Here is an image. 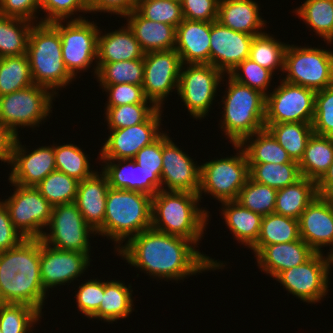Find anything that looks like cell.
Returning a JSON list of instances; mask_svg holds the SVG:
<instances>
[{
    "instance_id": "e0dca14e",
    "label": "cell",
    "mask_w": 333,
    "mask_h": 333,
    "mask_svg": "<svg viewBox=\"0 0 333 333\" xmlns=\"http://www.w3.org/2000/svg\"><path fill=\"white\" fill-rule=\"evenodd\" d=\"M162 108H158L145 122L122 129L110 130L101 147L100 159H133L143 147L151 145L162 134Z\"/></svg>"
},
{
    "instance_id": "d4e9b609",
    "label": "cell",
    "mask_w": 333,
    "mask_h": 333,
    "mask_svg": "<svg viewBox=\"0 0 333 333\" xmlns=\"http://www.w3.org/2000/svg\"><path fill=\"white\" fill-rule=\"evenodd\" d=\"M109 188L107 176L102 171H96L91 177L79 181L74 203L77 205L85 222L96 233L103 227Z\"/></svg>"
},
{
    "instance_id": "7402d4cb",
    "label": "cell",
    "mask_w": 333,
    "mask_h": 333,
    "mask_svg": "<svg viewBox=\"0 0 333 333\" xmlns=\"http://www.w3.org/2000/svg\"><path fill=\"white\" fill-rule=\"evenodd\" d=\"M100 160L105 163L102 172L111 188L137 191L152 197L161 190V172H146L133 159Z\"/></svg>"
},
{
    "instance_id": "03108f58",
    "label": "cell",
    "mask_w": 333,
    "mask_h": 333,
    "mask_svg": "<svg viewBox=\"0 0 333 333\" xmlns=\"http://www.w3.org/2000/svg\"><path fill=\"white\" fill-rule=\"evenodd\" d=\"M327 44H333V33L332 35L329 37V39L326 41Z\"/></svg>"
},
{
    "instance_id": "f6af8a7d",
    "label": "cell",
    "mask_w": 333,
    "mask_h": 333,
    "mask_svg": "<svg viewBox=\"0 0 333 333\" xmlns=\"http://www.w3.org/2000/svg\"><path fill=\"white\" fill-rule=\"evenodd\" d=\"M56 170L82 181L91 177L96 171L90 170V162L79 146L74 144H54Z\"/></svg>"
},
{
    "instance_id": "ba28073f",
    "label": "cell",
    "mask_w": 333,
    "mask_h": 333,
    "mask_svg": "<svg viewBox=\"0 0 333 333\" xmlns=\"http://www.w3.org/2000/svg\"><path fill=\"white\" fill-rule=\"evenodd\" d=\"M282 79L287 83L319 91L333 85V51L288 44Z\"/></svg>"
},
{
    "instance_id": "f5cc1de1",
    "label": "cell",
    "mask_w": 333,
    "mask_h": 333,
    "mask_svg": "<svg viewBox=\"0 0 333 333\" xmlns=\"http://www.w3.org/2000/svg\"><path fill=\"white\" fill-rule=\"evenodd\" d=\"M44 10L47 16L41 19V23H51L58 20L71 18L77 12H89L83 0H41L40 10Z\"/></svg>"
},
{
    "instance_id": "1f68e13d",
    "label": "cell",
    "mask_w": 333,
    "mask_h": 333,
    "mask_svg": "<svg viewBox=\"0 0 333 333\" xmlns=\"http://www.w3.org/2000/svg\"><path fill=\"white\" fill-rule=\"evenodd\" d=\"M317 195L316 182L302 176L295 183L277 191L274 212L299 220Z\"/></svg>"
},
{
    "instance_id": "f546056e",
    "label": "cell",
    "mask_w": 333,
    "mask_h": 333,
    "mask_svg": "<svg viewBox=\"0 0 333 333\" xmlns=\"http://www.w3.org/2000/svg\"><path fill=\"white\" fill-rule=\"evenodd\" d=\"M220 203L221 210L223 209L222 219H225V224L233 233L235 240L251 248L259 237L263 216L242 207L235 200Z\"/></svg>"
},
{
    "instance_id": "836d02e7",
    "label": "cell",
    "mask_w": 333,
    "mask_h": 333,
    "mask_svg": "<svg viewBox=\"0 0 333 333\" xmlns=\"http://www.w3.org/2000/svg\"><path fill=\"white\" fill-rule=\"evenodd\" d=\"M239 145L244 149L248 163L297 162L291 159L266 128L246 137Z\"/></svg>"
},
{
    "instance_id": "ac0fdd59",
    "label": "cell",
    "mask_w": 333,
    "mask_h": 333,
    "mask_svg": "<svg viewBox=\"0 0 333 333\" xmlns=\"http://www.w3.org/2000/svg\"><path fill=\"white\" fill-rule=\"evenodd\" d=\"M90 261L89 253L59 250L40 239V275L46 292L76 280L90 266Z\"/></svg>"
},
{
    "instance_id": "3957f363",
    "label": "cell",
    "mask_w": 333,
    "mask_h": 333,
    "mask_svg": "<svg viewBox=\"0 0 333 333\" xmlns=\"http://www.w3.org/2000/svg\"><path fill=\"white\" fill-rule=\"evenodd\" d=\"M192 192L158 191L152 197L151 228L191 240L196 246L204 236L209 213Z\"/></svg>"
},
{
    "instance_id": "4316f807",
    "label": "cell",
    "mask_w": 333,
    "mask_h": 333,
    "mask_svg": "<svg viewBox=\"0 0 333 333\" xmlns=\"http://www.w3.org/2000/svg\"><path fill=\"white\" fill-rule=\"evenodd\" d=\"M259 7L253 0H219L217 21L234 31L257 36L264 33L267 23Z\"/></svg>"
},
{
    "instance_id": "e7e4bbea",
    "label": "cell",
    "mask_w": 333,
    "mask_h": 333,
    "mask_svg": "<svg viewBox=\"0 0 333 333\" xmlns=\"http://www.w3.org/2000/svg\"><path fill=\"white\" fill-rule=\"evenodd\" d=\"M88 8H90L97 0H83Z\"/></svg>"
},
{
    "instance_id": "d6986e66",
    "label": "cell",
    "mask_w": 333,
    "mask_h": 333,
    "mask_svg": "<svg viewBox=\"0 0 333 333\" xmlns=\"http://www.w3.org/2000/svg\"><path fill=\"white\" fill-rule=\"evenodd\" d=\"M162 162L161 190L198 194L200 165H196L165 132L162 134Z\"/></svg>"
},
{
    "instance_id": "74e56055",
    "label": "cell",
    "mask_w": 333,
    "mask_h": 333,
    "mask_svg": "<svg viewBox=\"0 0 333 333\" xmlns=\"http://www.w3.org/2000/svg\"><path fill=\"white\" fill-rule=\"evenodd\" d=\"M249 178L274 189H282L299 180L302 175L298 162L248 163Z\"/></svg>"
},
{
    "instance_id": "7bdbcfd3",
    "label": "cell",
    "mask_w": 333,
    "mask_h": 333,
    "mask_svg": "<svg viewBox=\"0 0 333 333\" xmlns=\"http://www.w3.org/2000/svg\"><path fill=\"white\" fill-rule=\"evenodd\" d=\"M79 181L55 170L48 174L35 188L54 207L74 203Z\"/></svg>"
},
{
    "instance_id": "bcb514c9",
    "label": "cell",
    "mask_w": 333,
    "mask_h": 333,
    "mask_svg": "<svg viewBox=\"0 0 333 333\" xmlns=\"http://www.w3.org/2000/svg\"><path fill=\"white\" fill-rule=\"evenodd\" d=\"M277 191L248 178L235 201L242 207L265 216L274 213Z\"/></svg>"
},
{
    "instance_id": "603a6c76",
    "label": "cell",
    "mask_w": 333,
    "mask_h": 333,
    "mask_svg": "<svg viewBox=\"0 0 333 333\" xmlns=\"http://www.w3.org/2000/svg\"><path fill=\"white\" fill-rule=\"evenodd\" d=\"M299 235L315 252L333 250V206L328 197L317 195L299 218Z\"/></svg>"
},
{
    "instance_id": "4fadbf2b",
    "label": "cell",
    "mask_w": 333,
    "mask_h": 333,
    "mask_svg": "<svg viewBox=\"0 0 333 333\" xmlns=\"http://www.w3.org/2000/svg\"><path fill=\"white\" fill-rule=\"evenodd\" d=\"M40 238L45 244L59 249L90 252V234H97L84 220L75 203L54 206L47 231Z\"/></svg>"
},
{
    "instance_id": "44dd1931",
    "label": "cell",
    "mask_w": 333,
    "mask_h": 333,
    "mask_svg": "<svg viewBox=\"0 0 333 333\" xmlns=\"http://www.w3.org/2000/svg\"><path fill=\"white\" fill-rule=\"evenodd\" d=\"M254 36L234 31L214 21L210 32V64L223 74L249 58Z\"/></svg>"
},
{
    "instance_id": "9c48e42d",
    "label": "cell",
    "mask_w": 333,
    "mask_h": 333,
    "mask_svg": "<svg viewBox=\"0 0 333 333\" xmlns=\"http://www.w3.org/2000/svg\"><path fill=\"white\" fill-rule=\"evenodd\" d=\"M55 94L47 87L30 85L10 94L0 96V122L16 136L18 127H39L52 113Z\"/></svg>"
},
{
    "instance_id": "c3c4849f",
    "label": "cell",
    "mask_w": 333,
    "mask_h": 333,
    "mask_svg": "<svg viewBox=\"0 0 333 333\" xmlns=\"http://www.w3.org/2000/svg\"><path fill=\"white\" fill-rule=\"evenodd\" d=\"M135 10L147 20L170 24L175 28L184 19L180 1L138 0Z\"/></svg>"
},
{
    "instance_id": "ffe728a7",
    "label": "cell",
    "mask_w": 333,
    "mask_h": 333,
    "mask_svg": "<svg viewBox=\"0 0 333 333\" xmlns=\"http://www.w3.org/2000/svg\"><path fill=\"white\" fill-rule=\"evenodd\" d=\"M18 137L13 146L10 163L12 170L8 180L20 186L36 187L48 174L56 170L54 145L40 146L29 152L20 144Z\"/></svg>"
},
{
    "instance_id": "8d00e7d4",
    "label": "cell",
    "mask_w": 333,
    "mask_h": 333,
    "mask_svg": "<svg viewBox=\"0 0 333 333\" xmlns=\"http://www.w3.org/2000/svg\"><path fill=\"white\" fill-rule=\"evenodd\" d=\"M34 24L27 19L0 15V58L26 54Z\"/></svg>"
},
{
    "instance_id": "ee69618b",
    "label": "cell",
    "mask_w": 333,
    "mask_h": 333,
    "mask_svg": "<svg viewBox=\"0 0 333 333\" xmlns=\"http://www.w3.org/2000/svg\"><path fill=\"white\" fill-rule=\"evenodd\" d=\"M41 315L27 304L0 303V330L2 333H30Z\"/></svg>"
},
{
    "instance_id": "681fc988",
    "label": "cell",
    "mask_w": 333,
    "mask_h": 333,
    "mask_svg": "<svg viewBox=\"0 0 333 333\" xmlns=\"http://www.w3.org/2000/svg\"><path fill=\"white\" fill-rule=\"evenodd\" d=\"M243 73V74H242ZM237 82L258 90L267 96L273 73L250 58L239 63L229 74ZM266 91V92H265Z\"/></svg>"
},
{
    "instance_id": "db71d44e",
    "label": "cell",
    "mask_w": 333,
    "mask_h": 333,
    "mask_svg": "<svg viewBox=\"0 0 333 333\" xmlns=\"http://www.w3.org/2000/svg\"><path fill=\"white\" fill-rule=\"evenodd\" d=\"M84 282L79 286L75 297L78 310L89 319L98 310L102 302L104 282L100 279H90Z\"/></svg>"
},
{
    "instance_id": "94428289",
    "label": "cell",
    "mask_w": 333,
    "mask_h": 333,
    "mask_svg": "<svg viewBox=\"0 0 333 333\" xmlns=\"http://www.w3.org/2000/svg\"><path fill=\"white\" fill-rule=\"evenodd\" d=\"M17 136L0 122V160L11 163L13 146Z\"/></svg>"
},
{
    "instance_id": "8992f818",
    "label": "cell",
    "mask_w": 333,
    "mask_h": 333,
    "mask_svg": "<svg viewBox=\"0 0 333 333\" xmlns=\"http://www.w3.org/2000/svg\"><path fill=\"white\" fill-rule=\"evenodd\" d=\"M34 84L47 87L55 95L74 77L62 59L61 37L50 23H35L30 31L26 53Z\"/></svg>"
},
{
    "instance_id": "9a60e30c",
    "label": "cell",
    "mask_w": 333,
    "mask_h": 333,
    "mask_svg": "<svg viewBox=\"0 0 333 333\" xmlns=\"http://www.w3.org/2000/svg\"><path fill=\"white\" fill-rule=\"evenodd\" d=\"M316 91L281 79L266 96L265 123H312Z\"/></svg>"
},
{
    "instance_id": "7c38bea8",
    "label": "cell",
    "mask_w": 333,
    "mask_h": 333,
    "mask_svg": "<svg viewBox=\"0 0 333 333\" xmlns=\"http://www.w3.org/2000/svg\"><path fill=\"white\" fill-rule=\"evenodd\" d=\"M14 192L2 202L11 222L25 239H40L50 221L53 206L35 187L11 183Z\"/></svg>"
},
{
    "instance_id": "52a82bcc",
    "label": "cell",
    "mask_w": 333,
    "mask_h": 333,
    "mask_svg": "<svg viewBox=\"0 0 333 333\" xmlns=\"http://www.w3.org/2000/svg\"><path fill=\"white\" fill-rule=\"evenodd\" d=\"M233 146L236 151L239 150L235 156L213 159L200 165V200L203 193L213 196L219 202L237 199L249 178V165L242 146Z\"/></svg>"
},
{
    "instance_id": "60d3db41",
    "label": "cell",
    "mask_w": 333,
    "mask_h": 333,
    "mask_svg": "<svg viewBox=\"0 0 333 333\" xmlns=\"http://www.w3.org/2000/svg\"><path fill=\"white\" fill-rule=\"evenodd\" d=\"M287 46L288 44L277 41L272 35L264 32L254 36L249 58L273 74L275 70L280 69L284 75V56Z\"/></svg>"
},
{
    "instance_id": "11a10c76",
    "label": "cell",
    "mask_w": 333,
    "mask_h": 333,
    "mask_svg": "<svg viewBox=\"0 0 333 333\" xmlns=\"http://www.w3.org/2000/svg\"><path fill=\"white\" fill-rule=\"evenodd\" d=\"M180 3L184 19L204 22L217 21L219 0H180Z\"/></svg>"
},
{
    "instance_id": "ab89813d",
    "label": "cell",
    "mask_w": 333,
    "mask_h": 333,
    "mask_svg": "<svg viewBox=\"0 0 333 333\" xmlns=\"http://www.w3.org/2000/svg\"><path fill=\"white\" fill-rule=\"evenodd\" d=\"M296 15L327 41L333 33V0H306Z\"/></svg>"
},
{
    "instance_id": "e575fe53",
    "label": "cell",
    "mask_w": 333,
    "mask_h": 333,
    "mask_svg": "<svg viewBox=\"0 0 333 333\" xmlns=\"http://www.w3.org/2000/svg\"><path fill=\"white\" fill-rule=\"evenodd\" d=\"M299 239V220L274 212L263 216L259 237L250 249L256 255L264 246L293 242Z\"/></svg>"
},
{
    "instance_id": "d6a6232c",
    "label": "cell",
    "mask_w": 333,
    "mask_h": 333,
    "mask_svg": "<svg viewBox=\"0 0 333 333\" xmlns=\"http://www.w3.org/2000/svg\"><path fill=\"white\" fill-rule=\"evenodd\" d=\"M333 162V137L313 133L299 161L301 175L316 183Z\"/></svg>"
},
{
    "instance_id": "003e7915",
    "label": "cell",
    "mask_w": 333,
    "mask_h": 333,
    "mask_svg": "<svg viewBox=\"0 0 333 333\" xmlns=\"http://www.w3.org/2000/svg\"><path fill=\"white\" fill-rule=\"evenodd\" d=\"M333 206V193L327 196Z\"/></svg>"
},
{
    "instance_id": "83f0119b",
    "label": "cell",
    "mask_w": 333,
    "mask_h": 333,
    "mask_svg": "<svg viewBox=\"0 0 333 333\" xmlns=\"http://www.w3.org/2000/svg\"><path fill=\"white\" fill-rule=\"evenodd\" d=\"M101 34L99 31L97 61H95L97 65L93 68L94 75L103 63L144 58V52L128 25L113 32Z\"/></svg>"
},
{
    "instance_id": "be15d7a7",
    "label": "cell",
    "mask_w": 333,
    "mask_h": 333,
    "mask_svg": "<svg viewBox=\"0 0 333 333\" xmlns=\"http://www.w3.org/2000/svg\"><path fill=\"white\" fill-rule=\"evenodd\" d=\"M328 258H329V265L330 266V270H331V267L333 265V250H331L330 252H328Z\"/></svg>"
},
{
    "instance_id": "816d5d0a",
    "label": "cell",
    "mask_w": 333,
    "mask_h": 333,
    "mask_svg": "<svg viewBox=\"0 0 333 333\" xmlns=\"http://www.w3.org/2000/svg\"><path fill=\"white\" fill-rule=\"evenodd\" d=\"M100 86L109 95L107 104H105L106 107H115L120 105L137 103L153 104L146 98L142 85L122 83Z\"/></svg>"
},
{
    "instance_id": "8fae6325",
    "label": "cell",
    "mask_w": 333,
    "mask_h": 333,
    "mask_svg": "<svg viewBox=\"0 0 333 333\" xmlns=\"http://www.w3.org/2000/svg\"><path fill=\"white\" fill-rule=\"evenodd\" d=\"M182 64L177 94L195 119L208 115L224 74L211 64Z\"/></svg>"
},
{
    "instance_id": "277c9868",
    "label": "cell",
    "mask_w": 333,
    "mask_h": 333,
    "mask_svg": "<svg viewBox=\"0 0 333 333\" xmlns=\"http://www.w3.org/2000/svg\"><path fill=\"white\" fill-rule=\"evenodd\" d=\"M151 224L152 196L137 191L109 188L103 227L97 234L114 241L115 251L122 247L125 239L128 238L129 241L142 231L150 229Z\"/></svg>"
},
{
    "instance_id": "4dcf8cb0",
    "label": "cell",
    "mask_w": 333,
    "mask_h": 333,
    "mask_svg": "<svg viewBox=\"0 0 333 333\" xmlns=\"http://www.w3.org/2000/svg\"><path fill=\"white\" fill-rule=\"evenodd\" d=\"M124 282L104 280V295L98 310L90 317L91 319L104 320V322H114L129 317L133 312V299L131 285L128 287Z\"/></svg>"
},
{
    "instance_id": "6125c7cd",
    "label": "cell",
    "mask_w": 333,
    "mask_h": 333,
    "mask_svg": "<svg viewBox=\"0 0 333 333\" xmlns=\"http://www.w3.org/2000/svg\"><path fill=\"white\" fill-rule=\"evenodd\" d=\"M316 185L317 194L320 196L327 197L333 193V162L323 177L316 183Z\"/></svg>"
},
{
    "instance_id": "f1b7e54d",
    "label": "cell",
    "mask_w": 333,
    "mask_h": 333,
    "mask_svg": "<svg viewBox=\"0 0 333 333\" xmlns=\"http://www.w3.org/2000/svg\"><path fill=\"white\" fill-rule=\"evenodd\" d=\"M125 18L144 53L175 49L176 28L174 26L147 20L136 10L126 15Z\"/></svg>"
},
{
    "instance_id": "2e32d148",
    "label": "cell",
    "mask_w": 333,
    "mask_h": 333,
    "mask_svg": "<svg viewBox=\"0 0 333 333\" xmlns=\"http://www.w3.org/2000/svg\"><path fill=\"white\" fill-rule=\"evenodd\" d=\"M143 90L146 98L157 108L170 92L178 90L182 62L175 49L144 53ZM173 90V91H172Z\"/></svg>"
},
{
    "instance_id": "d590c367",
    "label": "cell",
    "mask_w": 333,
    "mask_h": 333,
    "mask_svg": "<svg viewBox=\"0 0 333 333\" xmlns=\"http://www.w3.org/2000/svg\"><path fill=\"white\" fill-rule=\"evenodd\" d=\"M265 128L287 151L291 159L298 163L303 158L307 143L314 133L312 123H265Z\"/></svg>"
},
{
    "instance_id": "b9f144b4",
    "label": "cell",
    "mask_w": 333,
    "mask_h": 333,
    "mask_svg": "<svg viewBox=\"0 0 333 333\" xmlns=\"http://www.w3.org/2000/svg\"><path fill=\"white\" fill-rule=\"evenodd\" d=\"M143 78V59L103 63L98 67L96 73V79L100 85L122 83L142 85Z\"/></svg>"
},
{
    "instance_id": "cb8c5ba5",
    "label": "cell",
    "mask_w": 333,
    "mask_h": 333,
    "mask_svg": "<svg viewBox=\"0 0 333 333\" xmlns=\"http://www.w3.org/2000/svg\"><path fill=\"white\" fill-rule=\"evenodd\" d=\"M212 22L183 19L176 27L175 50L182 64H210Z\"/></svg>"
},
{
    "instance_id": "9f6ffc18",
    "label": "cell",
    "mask_w": 333,
    "mask_h": 333,
    "mask_svg": "<svg viewBox=\"0 0 333 333\" xmlns=\"http://www.w3.org/2000/svg\"><path fill=\"white\" fill-rule=\"evenodd\" d=\"M41 0H0V15L27 19L37 23ZM36 21V22H34Z\"/></svg>"
},
{
    "instance_id": "6f0895ef",
    "label": "cell",
    "mask_w": 333,
    "mask_h": 333,
    "mask_svg": "<svg viewBox=\"0 0 333 333\" xmlns=\"http://www.w3.org/2000/svg\"><path fill=\"white\" fill-rule=\"evenodd\" d=\"M133 160L146 172H162V135L151 145L141 148Z\"/></svg>"
},
{
    "instance_id": "30bf717a",
    "label": "cell",
    "mask_w": 333,
    "mask_h": 333,
    "mask_svg": "<svg viewBox=\"0 0 333 333\" xmlns=\"http://www.w3.org/2000/svg\"><path fill=\"white\" fill-rule=\"evenodd\" d=\"M65 21L67 22L58 20L50 24L60 34L62 59L68 72L76 79L78 72L86 71L93 61H97L98 35L101 29L94 21L90 22L82 15L71 18L66 24Z\"/></svg>"
},
{
    "instance_id": "7dc6e473",
    "label": "cell",
    "mask_w": 333,
    "mask_h": 333,
    "mask_svg": "<svg viewBox=\"0 0 333 333\" xmlns=\"http://www.w3.org/2000/svg\"><path fill=\"white\" fill-rule=\"evenodd\" d=\"M148 104L137 103L106 107L105 117L109 130L122 129L145 122L158 109L154 104Z\"/></svg>"
},
{
    "instance_id": "484cf974",
    "label": "cell",
    "mask_w": 333,
    "mask_h": 333,
    "mask_svg": "<svg viewBox=\"0 0 333 333\" xmlns=\"http://www.w3.org/2000/svg\"><path fill=\"white\" fill-rule=\"evenodd\" d=\"M315 251L303 240L264 246L256 255L261 271L275 278L280 272L306 262Z\"/></svg>"
},
{
    "instance_id": "f35d334b",
    "label": "cell",
    "mask_w": 333,
    "mask_h": 333,
    "mask_svg": "<svg viewBox=\"0 0 333 333\" xmlns=\"http://www.w3.org/2000/svg\"><path fill=\"white\" fill-rule=\"evenodd\" d=\"M33 84L26 54L0 58V96L19 91Z\"/></svg>"
},
{
    "instance_id": "680465c9",
    "label": "cell",
    "mask_w": 333,
    "mask_h": 333,
    "mask_svg": "<svg viewBox=\"0 0 333 333\" xmlns=\"http://www.w3.org/2000/svg\"><path fill=\"white\" fill-rule=\"evenodd\" d=\"M24 239L11 222L6 206L0 201V252L16 247Z\"/></svg>"
},
{
    "instance_id": "7a4b0ae2",
    "label": "cell",
    "mask_w": 333,
    "mask_h": 333,
    "mask_svg": "<svg viewBox=\"0 0 333 333\" xmlns=\"http://www.w3.org/2000/svg\"><path fill=\"white\" fill-rule=\"evenodd\" d=\"M46 294L40 275V239H24L0 252V303L27 304L42 314Z\"/></svg>"
},
{
    "instance_id": "91938a15",
    "label": "cell",
    "mask_w": 333,
    "mask_h": 333,
    "mask_svg": "<svg viewBox=\"0 0 333 333\" xmlns=\"http://www.w3.org/2000/svg\"><path fill=\"white\" fill-rule=\"evenodd\" d=\"M138 0H97L90 8L91 12H107L125 17L136 9Z\"/></svg>"
},
{
    "instance_id": "6da1fadb",
    "label": "cell",
    "mask_w": 333,
    "mask_h": 333,
    "mask_svg": "<svg viewBox=\"0 0 333 333\" xmlns=\"http://www.w3.org/2000/svg\"><path fill=\"white\" fill-rule=\"evenodd\" d=\"M195 247L198 246L184 237L150 228L126 241L117 252L129 265L165 281L184 280L187 276L225 267L223 262Z\"/></svg>"
},
{
    "instance_id": "5b68a950",
    "label": "cell",
    "mask_w": 333,
    "mask_h": 333,
    "mask_svg": "<svg viewBox=\"0 0 333 333\" xmlns=\"http://www.w3.org/2000/svg\"><path fill=\"white\" fill-rule=\"evenodd\" d=\"M223 96L221 129L232 144L265 128L266 96L258 90L234 80L229 74Z\"/></svg>"
},
{
    "instance_id": "5bb4252c",
    "label": "cell",
    "mask_w": 333,
    "mask_h": 333,
    "mask_svg": "<svg viewBox=\"0 0 333 333\" xmlns=\"http://www.w3.org/2000/svg\"><path fill=\"white\" fill-rule=\"evenodd\" d=\"M323 255L315 252L306 262L280 272L274 279L303 302H320L329 290V258Z\"/></svg>"
},
{
    "instance_id": "f907efd6",
    "label": "cell",
    "mask_w": 333,
    "mask_h": 333,
    "mask_svg": "<svg viewBox=\"0 0 333 333\" xmlns=\"http://www.w3.org/2000/svg\"><path fill=\"white\" fill-rule=\"evenodd\" d=\"M312 129L315 134L333 137V85L316 91Z\"/></svg>"
}]
</instances>
